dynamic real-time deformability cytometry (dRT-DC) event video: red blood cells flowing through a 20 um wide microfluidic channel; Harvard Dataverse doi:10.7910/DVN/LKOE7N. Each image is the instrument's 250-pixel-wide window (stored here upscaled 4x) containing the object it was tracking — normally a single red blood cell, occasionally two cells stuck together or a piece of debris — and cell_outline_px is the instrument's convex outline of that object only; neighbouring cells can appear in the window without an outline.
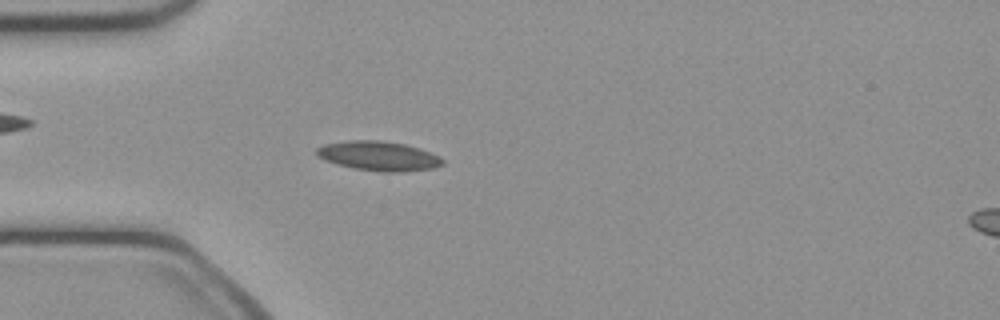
{"species": "common noctule bat (a hibernating species)", "species_latin": "Nyctalus noctula", "temperature_condition": "cold", "stored_images_in_passage": 49, "camera_frame_rate_fps": 3000, "um_per_image_px": 0.085, "animal": {"sex": "female", "body_mass_g": 21.9}, "frame": {"image": 1, "passage_image": 13, "time_ms": 4.0, "image_size_px": [1000, 320], "cell_outline_px": [[444, 164], [432, 168], [400, 172], [380, 172], [356, 168], [336, 164], [324, 160], [316, 156], [316, 148], [324, 144], [348, 140], [384, 140], [404, 144], [420, 148], [440, 156], [444, 160]], "centroid_in_image_um": [32.17, 13.25], "position_along_channel_um": 52.8, "area_um2": 21.79}}
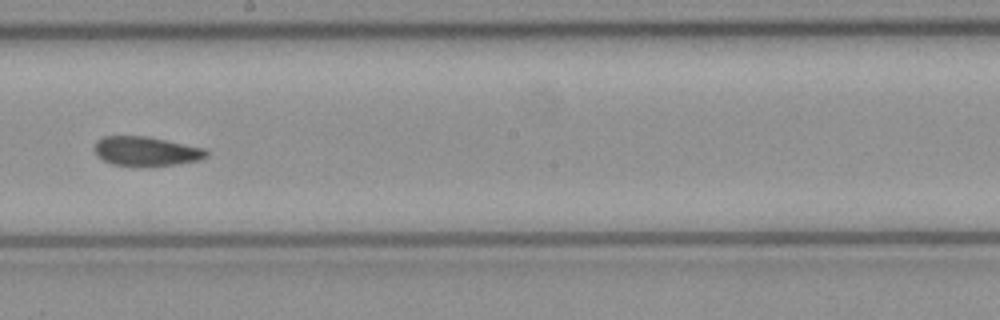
{"frame": {"image": 2, "passage_image": 27, "time_ms": 8.667, "image_size_px": [1000, 320], "cell_outline_px": [[208, 156], [200, 160], [176, 164], [112, 164], [96, 156], [92, 148], [96, 140], [104, 136], [148, 136], [204, 148], [208, 152]], "centroid_in_image_um": [12.38, 12.82], "position_along_channel_um": 235.8, "area_um2": 18.79}}
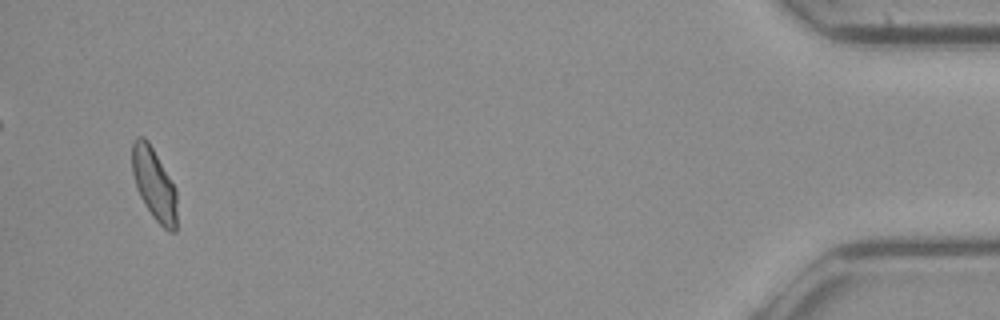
{"frame": {"image": 3, "passage_image": 47, "time_ms": 15.333, "image_size_px": [1000, 320], "cell_outline_px": [[176, 232], [168, 232], [152, 216], [144, 204], [136, 188], [132, 172], [132, 144], [136, 136], [144, 136], [148, 140], [176, 188]], "centroid_in_image_um": [13.09, 15.64], "position_along_channel_um": 422.1, "area_um2": 18.9}, "authors_computed_cell_mechanics": {"area_um2": 19.5942, "velocity_mm_per_s": 4.0745, "shape_relaxation_time_tau1_ms": null, "shape_relaxation_time_tau2_ms": 2.8754, "deformation_change_tau1": null, "deformation_change_tau2": 0.0743}}